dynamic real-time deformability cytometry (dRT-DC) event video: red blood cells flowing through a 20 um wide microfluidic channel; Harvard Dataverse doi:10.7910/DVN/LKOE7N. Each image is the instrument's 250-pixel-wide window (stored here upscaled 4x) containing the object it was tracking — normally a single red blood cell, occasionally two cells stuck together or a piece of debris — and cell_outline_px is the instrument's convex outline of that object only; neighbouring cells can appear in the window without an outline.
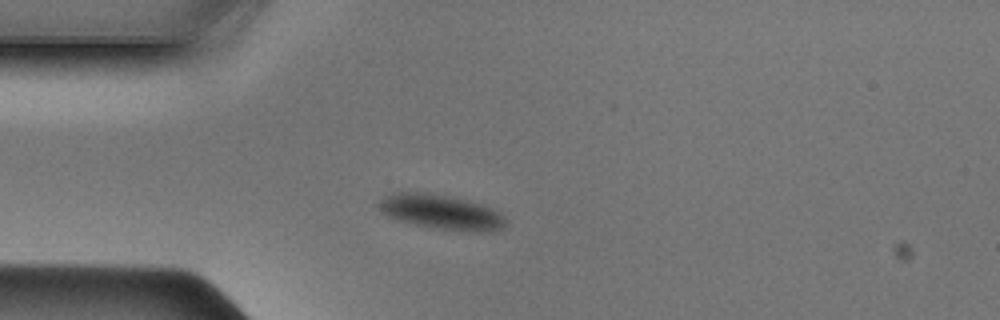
{"species": "Egyptian fruit bat (a non-hibernating species)", "species_latin": "Rousettus aegyptiacus", "temperature_condition": "cold", "stored_images_in_passage": 46, "camera_frame_rate_fps": 3000, "um_per_image_px": 0.085, "animal": {"sex": "male"}, "frame": {"image": 1, "passage_image": 10, "time_ms": 3.0, "image_size_px": [1000, 320], "cell_outline_px": [[508, 220], [504, 228], [488, 232], [472, 232], [432, 228], [400, 220], [388, 216], [380, 208], [380, 200], [392, 192], [424, 192], [464, 200], [480, 204], [492, 208], [504, 216]], "centroid_in_image_um": [37.56, 18.04], "position_along_channel_um": 47.4, "area_um2": 25.37}}
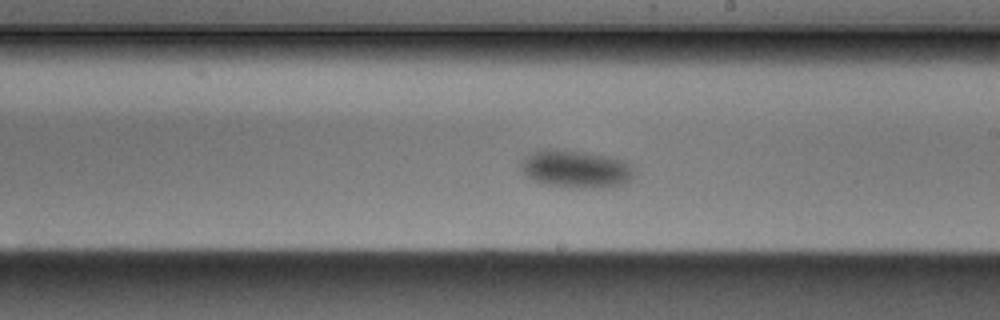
{"frame": {"image": 2, "passage_image": 25, "time_ms": 8.0, "image_size_px": [1000, 320], "cell_outline_px": [[632, 180], [620, 184], [604, 188], [580, 188], [548, 184], [536, 180], [528, 176], [520, 168], [520, 160], [524, 156], [540, 148], [560, 148], [588, 152], [608, 156], [624, 160], [632, 168]], "centroid_in_image_um": [48.91, 14.32], "position_along_channel_um": 240.1, "area_um2": 25.03}}
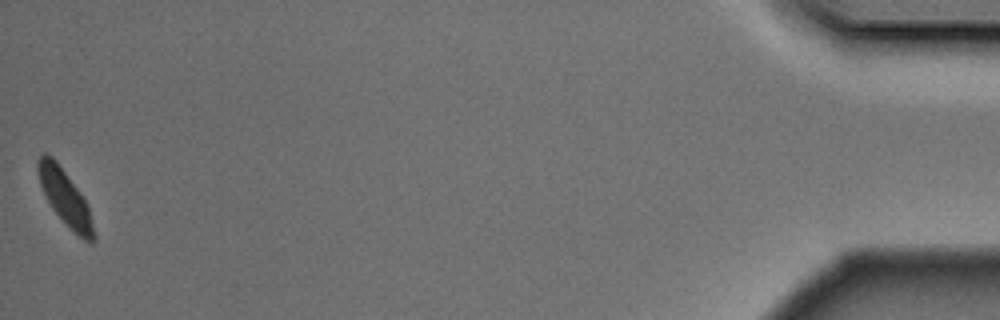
{"frame": {"image": 3, "passage_image": 46, "time_ms": 15.0, "image_size_px": [1000, 320], "cell_outline_px": [[96, 240], [84, 240], [52, 208], [40, 184], [36, 168], [36, 160], [44, 152], [52, 156], [56, 160], [80, 192], [88, 208], [96, 236]], "centroid_in_image_um": [5.5, 16.71], "position_along_channel_um": 429.7, "area_um2": 17.28}}